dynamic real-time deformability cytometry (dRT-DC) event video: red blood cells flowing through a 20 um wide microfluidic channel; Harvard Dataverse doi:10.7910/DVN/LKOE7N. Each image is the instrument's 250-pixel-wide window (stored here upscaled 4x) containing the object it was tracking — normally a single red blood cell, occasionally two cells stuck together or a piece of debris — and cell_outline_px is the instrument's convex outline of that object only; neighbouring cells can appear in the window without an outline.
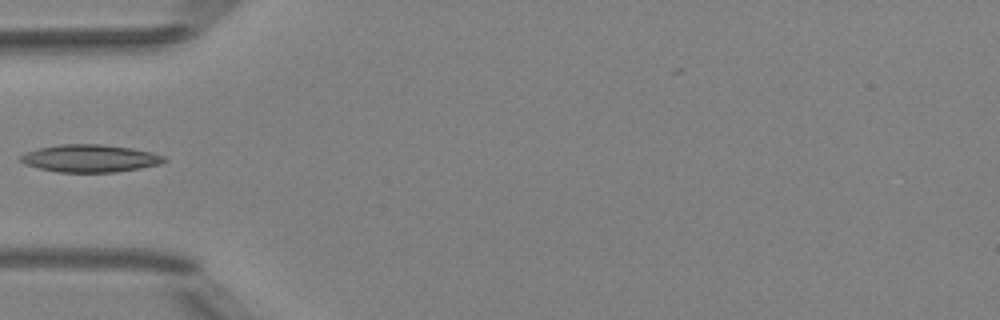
{"species": "Egyptian fruit bat (a non-hibernating species)", "species_latin": "Rousettus aegyptiacus", "temperature_condition": "room temperature", "stored_images_in_passage": 5, "camera_frame_rate_fps": 3000, "um_per_image_px": 0.085, "animal": {"sex": "female"}, "frame": {"image": 1, "passage_image": 5, "time_ms": 4.667, "image_size_px": [1000, 320], "cell_outline_px": [[168, 160], [160, 164], [140, 168], [116, 172], [56, 172], [24, 164], [20, 160], [20, 156], [24, 152], [40, 148], [60, 144], [104, 144], [132, 148], [152, 152], [164, 156]], "centroid_in_image_um": [7.66, 13.46], "position_along_channel_um": 77.3, "area_um2": 23.12}}